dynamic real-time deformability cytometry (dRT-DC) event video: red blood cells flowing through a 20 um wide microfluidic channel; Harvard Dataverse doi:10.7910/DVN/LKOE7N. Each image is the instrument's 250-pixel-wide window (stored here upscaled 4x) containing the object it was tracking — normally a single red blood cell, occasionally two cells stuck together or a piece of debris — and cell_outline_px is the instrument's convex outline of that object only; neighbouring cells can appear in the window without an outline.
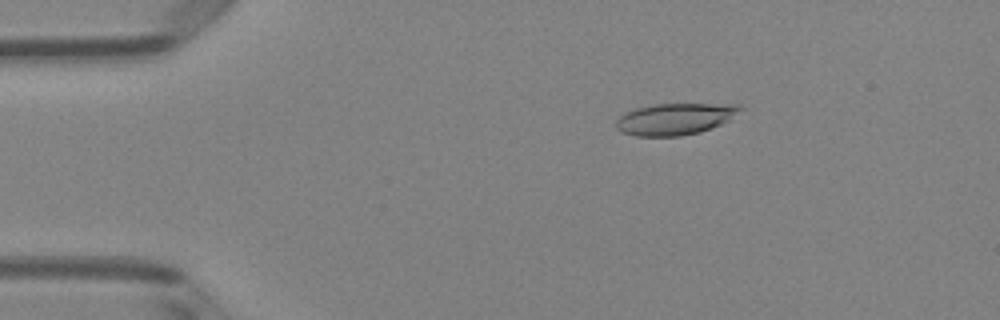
{"species": "Egyptian fruit bat (a non-hibernating species)", "species_latin": "Rousettus aegyptiacus", "temperature_condition": "room temperature", "stored_images_in_passage": 50, "camera_frame_rate_fps": 3000, "um_per_image_px": 0.085, "animal": {"sex": "female"}, "frame": {"image": 1, "passage_image": 9, "time_ms": 2.667, "image_size_px": [1000, 320], "cell_outline_px": [[744, 108], [728, 120], [712, 128], [700, 132], [680, 136], [636, 136], [624, 132], [616, 128], [616, 120], [624, 112], [636, 108], [652, 104], [740, 104]], "centroid_in_image_um": [57.37, 10.1], "position_along_channel_um": 27.6, "area_um2": 22.83}}
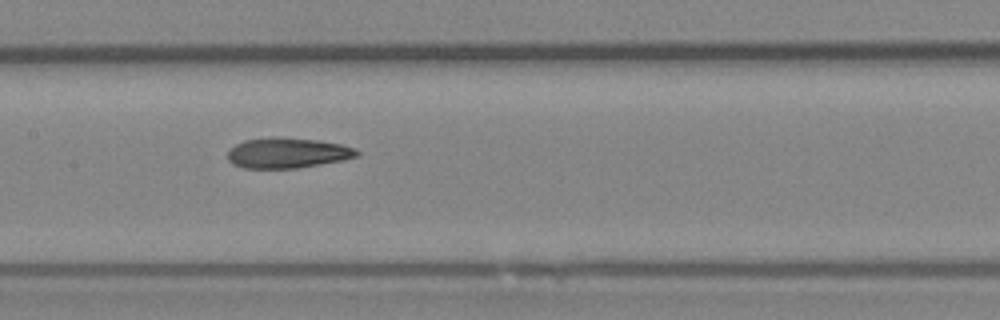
{"frame": {"image": 2, "passage_image": 25, "time_ms": 8.0, "image_size_px": [1000, 320], "cell_outline_px": [[360, 156], [344, 160], [296, 168], [244, 168], [232, 164], [228, 160], [228, 152], [236, 144], [244, 140], [276, 136], [316, 140], [340, 144], [352, 148], [360, 152]], "centroid_in_image_um": [24.43, 13.0], "position_along_channel_um": 183.0, "area_um2": 22.83}}
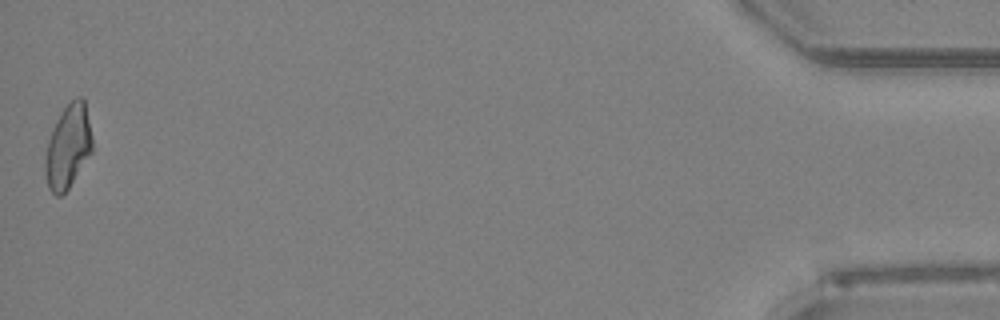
{"frame": {"image": 3, "passage_image": 50, "time_ms": 16.333, "image_size_px": [1000, 320], "cell_outline_px": [[92, 152], [68, 188], [60, 196], [56, 196], [48, 188], [44, 172], [44, 156], [48, 140], [52, 128], [56, 120], [64, 108], [76, 96], [80, 96], [84, 100], [92, 136]], "centroid_in_image_um": [5.76, 12.47], "position_along_channel_um": 429.4, "area_um2": 22.95}, "authors_computed_cell_mechanics": {"area_um2": 22.831, "velocity_mm_per_s": 4.0858, "shape_relaxation_time_tau1_ms": null, "shape_relaxation_time_tau2_ms": 3.0438, "deformation_change_tau1": null, "deformation_change_tau2": 0.1196}}